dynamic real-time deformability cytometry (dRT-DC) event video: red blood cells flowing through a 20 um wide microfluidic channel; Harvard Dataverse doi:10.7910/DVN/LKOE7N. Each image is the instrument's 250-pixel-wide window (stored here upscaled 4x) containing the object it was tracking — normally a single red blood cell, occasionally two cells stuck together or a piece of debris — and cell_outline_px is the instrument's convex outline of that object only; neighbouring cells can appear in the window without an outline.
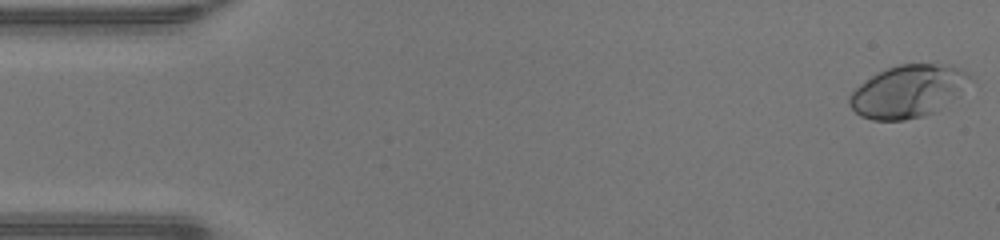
{"species": "human", "species_latin": "Homo sapiens", "temperature_condition": "warm", "stored_images_in_passage": 47, "camera_frame_rate_fps": 3000, "um_per_image_px": 0.085, "donor": {"sex": "male"}, "frame": {"image": 1, "passage_image": 1, "time_ms": 0.0, "image_size_px": [1000, 240], "cell_outline_px": [[976, 80], [960, 96], [936, 112], [924, 116], [904, 120], [872, 120], [860, 116], [848, 104], [848, 96], [864, 80], [876, 72], [900, 64], [936, 64], [960, 68], [968, 72]], "centroid_in_image_um": [77.25, 7.76], "position_along_channel_um": 7.7, "area_um2": 37.57}}
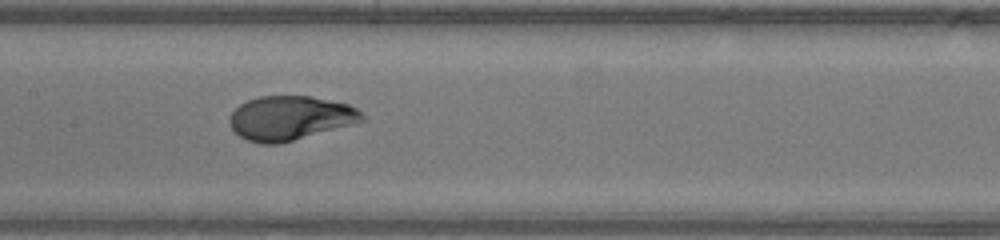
{"frame": {"image": 2, "passage_image": 23, "time_ms": 7.333, "image_size_px": [1000, 240], "cell_outline_px": [[364, 120], [352, 124], [280, 144], [264, 144], [248, 140], [240, 136], [232, 128], [228, 120], [232, 112], [240, 104], [248, 100], [260, 96], [312, 96], [348, 104], [356, 108], [364, 116]], "centroid_in_image_um": [24.65, 10.03], "position_along_channel_um": 182.8, "area_um2": 33.87}}
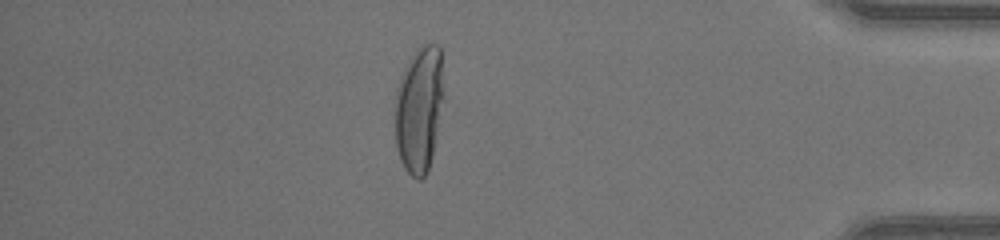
{"frame": {"image": 3, "passage_image": 41, "time_ms": 13.333, "image_size_px": [1000, 240], "cell_outline_px": [[444, 96], [432, 156], [428, 172], [420, 180], [416, 180], [404, 168], [400, 160], [396, 148], [396, 88], [400, 76], [408, 60], [416, 48], [424, 44], [436, 44], [440, 48]], "centroid_in_image_um": [35.63, 9.27], "position_along_channel_um": 399.6, "area_um2": 36.01}, "authors_computed_cell_mechanics": {"area_um2": 34.3332, "velocity_mm_per_s": 4.3343, "shape_relaxation_time_tau1_ms": 3.9192, "shape_relaxation_time_tau2_ms": null, "deformation_change_tau1": 0.2312, "deformation_change_tau2": null}}